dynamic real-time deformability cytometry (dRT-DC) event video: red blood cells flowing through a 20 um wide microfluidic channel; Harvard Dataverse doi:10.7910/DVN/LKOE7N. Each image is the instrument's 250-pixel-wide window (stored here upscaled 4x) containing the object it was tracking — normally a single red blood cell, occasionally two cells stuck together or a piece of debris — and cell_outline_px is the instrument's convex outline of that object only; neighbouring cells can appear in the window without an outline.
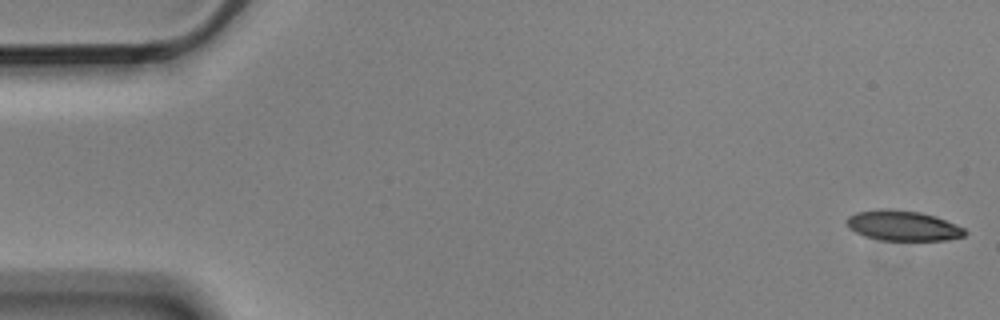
{"species": "Egyptian fruit bat (a non-hibernating species)", "species_latin": "Rousettus aegyptiacus", "temperature_condition": "cold", "stored_images_in_passage": 5, "camera_frame_rate_fps": 3000, "um_per_image_px": 0.085, "animal": {"sex": "male"}, "frame": {"image": 1, "passage_image": 1, "time_ms": 0.0, "image_size_px": [1000, 320], "cell_outline_px": [[968, 232], [964, 236], [944, 240], [880, 240], [864, 236], [848, 228], [848, 216], [856, 212], [884, 208], [888, 208], [920, 212], [936, 216], [964, 228]], "centroid_in_image_um": [76.75, 19.17], "position_along_channel_um": 8.3, "area_um2": 20.75}}
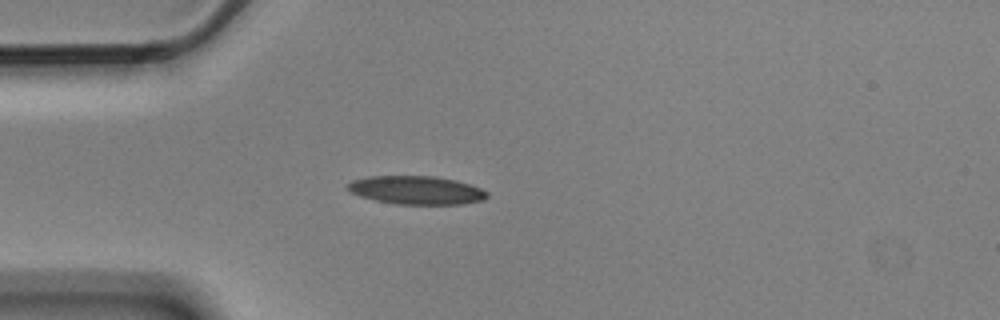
{"frame": {"image": 2, "passage_image": 5, "time_ms": 1.333, "image_size_px": [1000, 320], "cell_outline_px": [[488, 196], [484, 200], [464, 204], [396, 204], [376, 200], [360, 196], [352, 192], [344, 184], [352, 180], [368, 176], [436, 176], [456, 180], [480, 188], [488, 192]], "centroid_in_image_um": [35.39, 16.16], "position_along_channel_um": 49.6, "area_um2": 23.12}}